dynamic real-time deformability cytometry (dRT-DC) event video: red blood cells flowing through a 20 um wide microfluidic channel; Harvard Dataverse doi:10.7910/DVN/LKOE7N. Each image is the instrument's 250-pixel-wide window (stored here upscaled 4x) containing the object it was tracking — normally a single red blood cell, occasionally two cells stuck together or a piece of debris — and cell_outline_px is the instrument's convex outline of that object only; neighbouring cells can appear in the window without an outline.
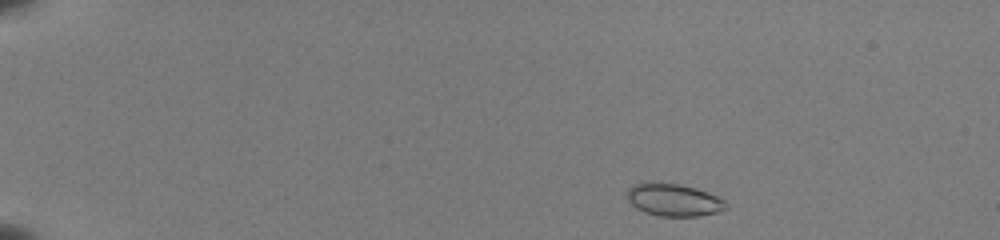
{"species": "common noctule bat (a hibernating species)", "species_latin": "Nyctalus noctula", "temperature_condition": "room temperature", "stored_images_in_passage": 45, "camera_frame_rate_fps": 3000, "um_per_image_px": 0.085, "animal": {"sex": "female", "body_mass_g": 22.0, "forearm_length_mm": 56.7}, "frame": {"image": 1, "passage_image": 2, "time_ms": 0.333, "image_size_px": [1000, 240], "cell_outline_px": [[728, 208], [716, 212], [700, 216], [660, 216], [644, 212], [636, 208], [628, 200], [628, 188], [636, 184], [652, 180], [680, 184], [696, 188], [708, 192], [724, 200], [728, 204]], "centroid_in_image_um": [57.26, 16.97], "position_along_channel_um": 27.7, "area_um2": 18.96}}
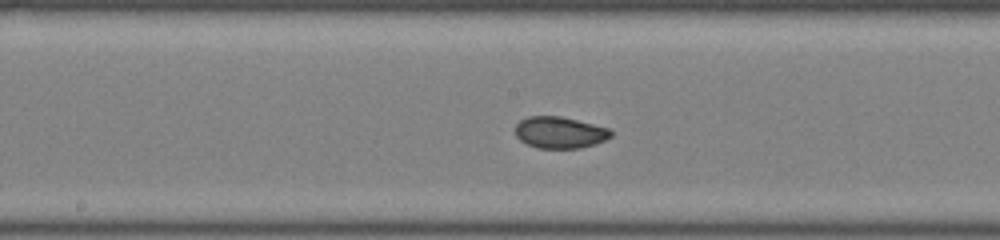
{"frame": {"image": 2, "passage_image": 23, "time_ms": 7.333, "image_size_px": [1000, 240], "cell_outline_px": [[612, 136], [596, 144], [580, 148], [536, 148], [520, 140], [516, 136], [516, 124], [520, 120], [528, 116], [560, 116], [612, 128]], "centroid_in_image_um": [47.61, 11.26], "position_along_channel_um": 200.6, "area_um2": 17.74}}
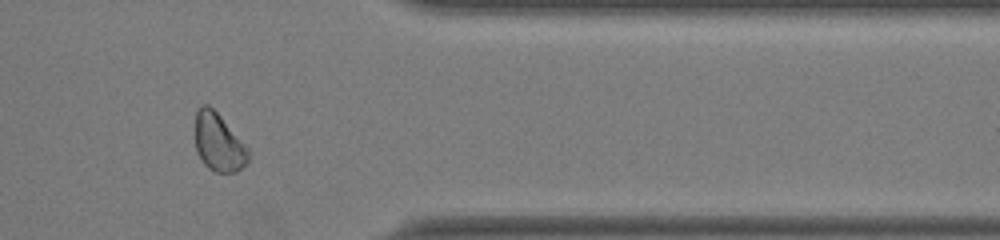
{"frame": {"image": 3, "passage_image": 38, "time_ms": 12.333, "image_size_px": [1000, 240], "cell_outline_px": [[248, 160], [236, 172], [216, 172], [208, 168], [204, 164], [196, 152], [196, 108], [200, 104], [208, 104], [220, 116], [248, 148]], "centroid_in_image_um": [18.55, 12.09], "position_along_channel_um": 392.9, "area_um2": 17.69}, "authors_computed_cell_mechanics": {"area_um2": 18.0336, "velocity_mm_per_s": 3.9855, "shape_relaxation_time_tau1_ms": null, "shape_relaxation_time_tau2_ms": 2.6725, "deformation_change_tau1": null, "deformation_change_tau2": 0.0455}}